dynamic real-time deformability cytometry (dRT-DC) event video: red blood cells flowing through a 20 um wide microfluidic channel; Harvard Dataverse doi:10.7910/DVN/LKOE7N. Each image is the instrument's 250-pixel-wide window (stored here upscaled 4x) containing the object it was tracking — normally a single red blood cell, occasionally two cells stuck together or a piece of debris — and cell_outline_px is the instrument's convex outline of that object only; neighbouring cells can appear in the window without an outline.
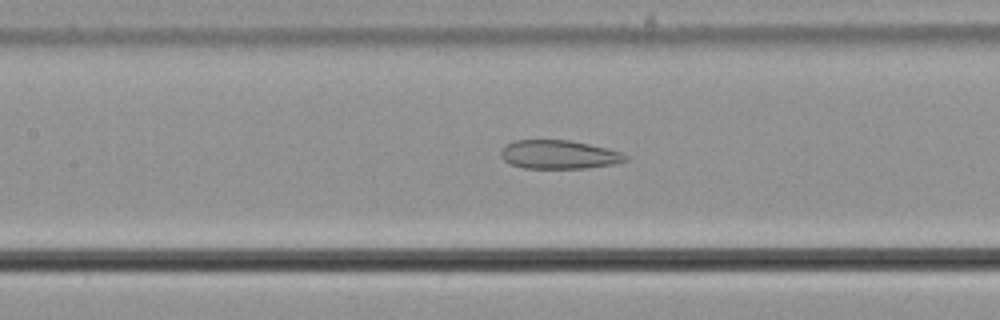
{"species": "common noctule bat (a hibernating species)", "species_latin": "Nyctalus noctula", "temperature_condition": "cold", "stored_images_in_passage": 43, "camera_frame_rate_fps": 3000, "um_per_image_px": 0.085, "animal": {"sex": "male", "body_mass_g": 21.5, "forearm_length_mm": 52.0}, "frame": {"image": 1, "passage_image": 26, "time_ms": 8.333, "image_size_px": [1000, 320], "cell_outline_px": [[628, 160], [616, 164], [588, 168], [524, 168], [508, 164], [500, 156], [500, 152], [508, 144], [516, 140], [568, 140], [608, 148], [620, 152], [628, 156]], "centroid_in_image_um": [47.53, 13.15], "position_along_channel_um": 159.9, "area_um2": 20.87}}
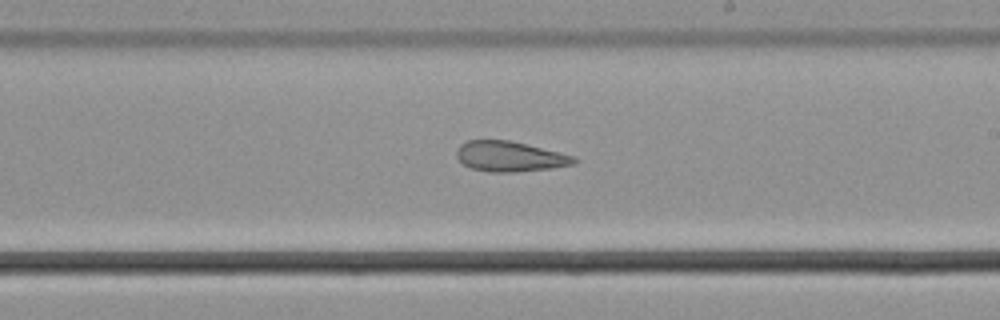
{"frame": {"image": 2, "passage_image": 33, "time_ms": 10.667, "image_size_px": [1000, 320], "cell_outline_px": [[580, 160], [576, 164], [552, 168], [512, 172], [488, 172], [472, 168], [464, 164], [456, 156], [456, 152], [460, 144], [468, 140], [508, 140], [560, 152], [576, 156]], "centroid_in_image_um": [43.38, 13.3], "position_along_channel_um": 245.6, "area_um2": 20.75}}
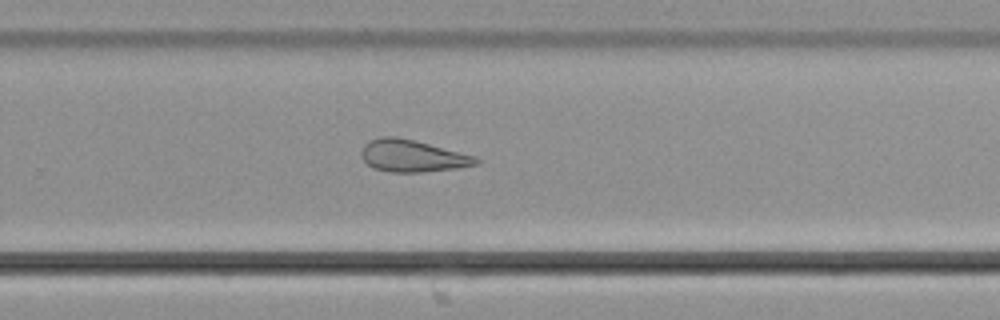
{"frame": {"image": 3, "passage_image": 37, "time_ms": 12.0, "image_size_px": [1000, 320], "cell_outline_px": [[480, 164], [456, 168], [420, 172], [388, 172], [372, 168], [364, 160], [360, 152], [364, 144], [380, 136], [396, 136], [476, 156], [480, 160]], "centroid_in_image_um": [35.04, 13.26], "position_along_channel_um": 294.8, "area_um2": 21.27}}